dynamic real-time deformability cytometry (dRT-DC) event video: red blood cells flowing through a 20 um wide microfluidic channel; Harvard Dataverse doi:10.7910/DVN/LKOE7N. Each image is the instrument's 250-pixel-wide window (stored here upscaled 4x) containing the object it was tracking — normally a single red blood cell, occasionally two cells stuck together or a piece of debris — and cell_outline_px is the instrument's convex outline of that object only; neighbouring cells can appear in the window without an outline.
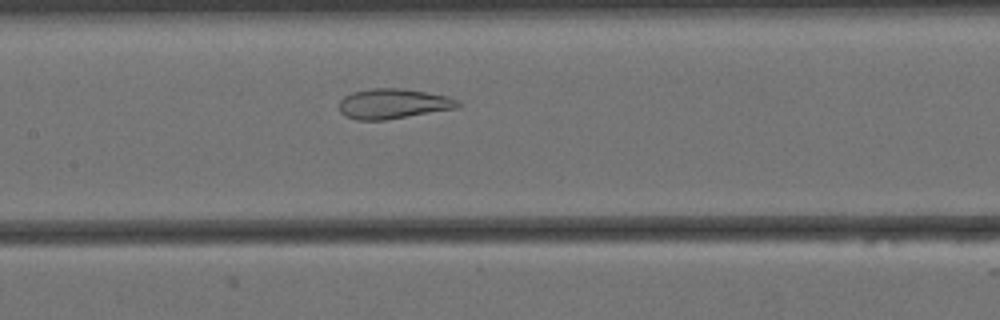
{"species": "Egyptian fruit bat (a non-hibernating species)", "species_latin": "Rousettus aegyptiacus", "temperature_condition": "cold", "stored_images_in_passage": 52, "camera_frame_rate_fps": 3000, "um_per_image_px": 0.085, "animal": {"sex": "female"}, "frame": {"image": 1, "passage_image": 21, "time_ms": 6.667, "image_size_px": [1000, 320], "cell_outline_px": [[460, 108], [384, 120], [356, 120], [344, 116], [340, 112], [340, 100], [344, 96], [352, 92], [368, 88], [400, 88], [424, 92], [444, 96], [456, 100], [460, 104]], "centroid_in_image_um": [33.37, 8.82], "position_along_channel_um": 174.0, "area_um2": 20.75}}
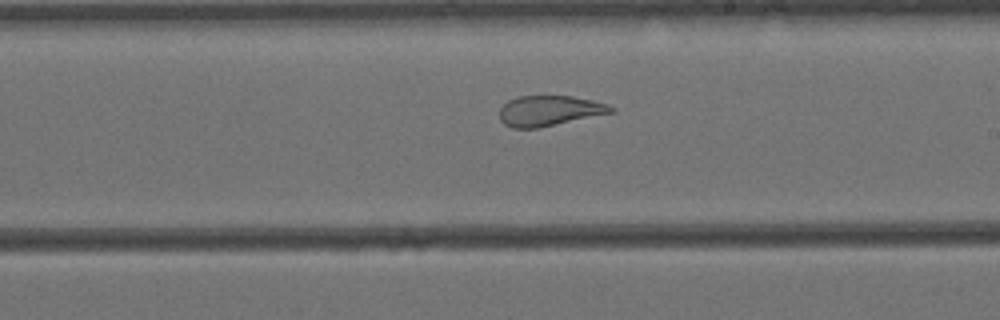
{"frame": {"image": 2, "passage_image": 27, "time_ms": 8.667, "image_size_px": [1000, 320], "cell_outline_px": [[616, 108], [612, 112], [536, 128], [512, 128], [504, 124], [500, 120], [500, 108], [508, 100], [516, 96], [572, 96], [592, 100], [608, 104]], "centroid_in_image_um": [46.65, 9.4], "position_along_channel_um": 242.3, "area_um2": 19.48}}
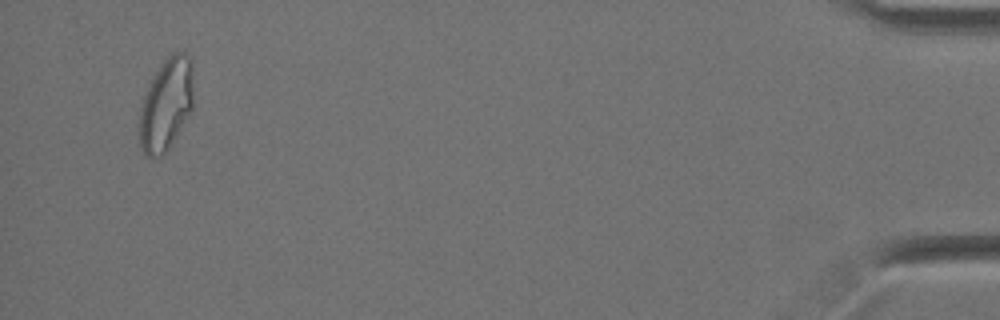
{"frame": {"image": 3, "passage_image": 50, "time_ms": 16.333, "image_size_px": [1000, 320], "cell_outline_px": [[192, 108], [168, 148], [160, 156], [144, 156], [140, 144], [140, 108], [148, 84], [160, 64], [172, 52], [184, 52], [192, 60]], "centroid_in_image_um": [14.11, 8.83], "position_along_channel_um": 421.1, "area_um2": 28.61}, "authors_computed_cell_mechanics": {"area_um2": 25.0563, "velocity_mm_per_s": 3.4445, "shape_relaxation_time_tau1_ms": null, "shape_relaxation_time_tau2_ms": 1.7823, "deformation_change_tau1": null, "deformation_change_tau2": 0.101}}